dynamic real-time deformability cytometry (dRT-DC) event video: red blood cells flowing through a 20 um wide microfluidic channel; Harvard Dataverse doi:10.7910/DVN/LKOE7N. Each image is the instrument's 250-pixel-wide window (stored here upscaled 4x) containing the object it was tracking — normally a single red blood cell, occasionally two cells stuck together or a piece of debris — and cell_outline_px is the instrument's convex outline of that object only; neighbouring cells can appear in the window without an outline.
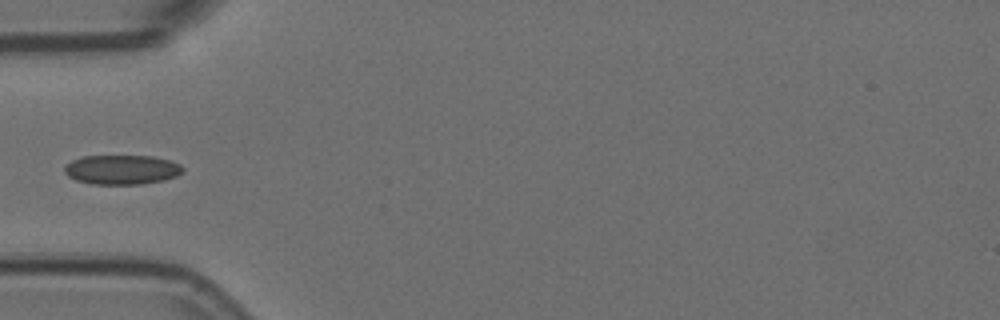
{"species": "Egyptian fruit bat (a non-hibernating species)", "species_latin": "Rousettus aegyptiacus", "temperature_condition": "room temperature", "stored_images_in_passage": 3, "camera_frame_rate_fps": 3000, "um_per_image_px": 0.085, "animal": {"sex": "female"}, "frame": {"image": 1, "passage_image": 3, "time_ms": 0.667, "image_size_px": [1000, 320], "cell_outline_px": [[184, 172], [176, 176], [164, 180], [140, 184], [92, 184], [76, 180], [68, 176], [64, 172], [64, 168], [72, 160], [84, 156], [152, 156], [172, 160], [180, 164], [184, 168]], "centroid_in_image_um": [10.39, 14.42], "position_along_channel_um": 74.6, "area_um2": 20.4}}